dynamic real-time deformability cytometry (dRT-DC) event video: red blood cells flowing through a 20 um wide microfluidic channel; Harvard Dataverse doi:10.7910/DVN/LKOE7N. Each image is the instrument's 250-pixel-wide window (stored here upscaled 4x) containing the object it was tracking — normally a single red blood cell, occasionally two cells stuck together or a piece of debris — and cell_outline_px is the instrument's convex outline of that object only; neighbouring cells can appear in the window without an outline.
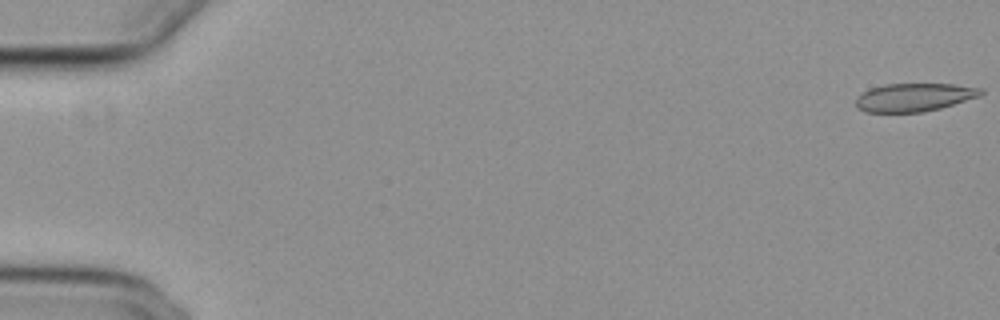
{"species": "common noctule bat (a hibernating species)", "species_latin": "Nyctalus noctula", "temperature_condition": "cold", "stored_images_in_passage": 56, "camera_frame_rate_fps": 3000, "um_per_image_px": 0.085, "animal": {"sex": "female", "body_mass_g": 29.2, "forearm_length_mm": 56.3}, "frame": {"image": 1, "passage_image": 1, "time_ms": 0.0, "image_size_px": [1000, 320], "cell_outline_px": [[984, 92], [980, 96], [940, 108], [924, 112], [864, 112], [856, 108], [856, 96], [872, 88], [884, 84], [956, 84], [984, 88]], "centroid_in_image_um": [77.72, 8.27], "position_along_channel_um": 7.3, "area_um2": 20.63}}
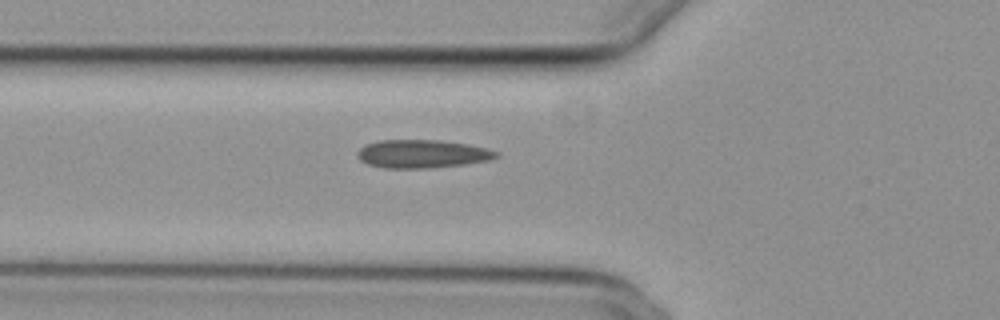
{"frame": {"image": 2, "passage_image": 21, "time_ms": 6.667, "image_size_px": [1000, 320], "cell_outline_px": [[500, 156], [488, 160], [464, 164], [428, 168], [384, 168], [368, 164], [360, 160], [356, 156], [356, 152], [364, 144], [380, 140], [440, 140], [468, 144], [500, 152]], "centroid_in_image_um": [35.85, 13.07], "position_along_channel_um": 89.9, "area_um2": 22.89}}
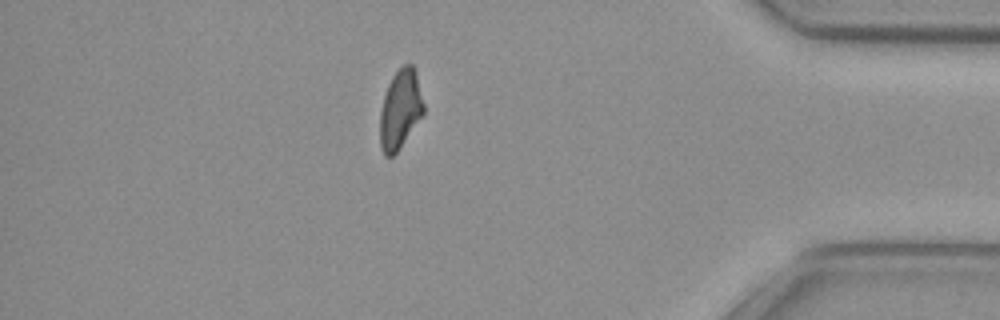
{"frame": {"image": 3, "passage_image": 49, "time_ms": 16.0, "image_size_px": [1000, 320], "cell_outline_px": [[424, 112], [400, 148], [392, 156], [384, 156], [380, 148], [380, 112], [384, 96], [388, 84], [392, 76], [404, 64], [412, 64], [416, 72], [424, 104]], "centroid_in_image_um": [34.01, 9.3], "position_along_channel_um": 401.2, "area_um2": 20.0}, "authors_computed_cell_mechanics": {"area_um2": 21.5016, "velocity_mm_per_s": 3.7322, "shape_relaxation_time_tau1_ms": null, "shape_relaxation_time_tau2_ms": 4.792, "deformation_change_tau1": null, "deformation_change_tau2": 0.1067}}